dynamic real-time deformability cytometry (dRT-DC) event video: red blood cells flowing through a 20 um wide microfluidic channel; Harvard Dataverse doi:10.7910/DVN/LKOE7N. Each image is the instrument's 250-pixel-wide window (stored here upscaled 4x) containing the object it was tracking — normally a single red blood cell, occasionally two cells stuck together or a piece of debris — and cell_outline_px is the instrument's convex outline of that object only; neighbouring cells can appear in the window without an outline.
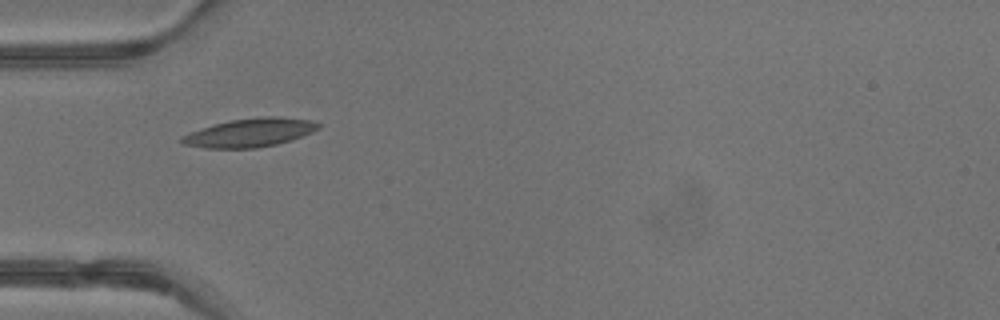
{"species": "common noctule bat (a hibernating species)", "species_latin": "Nyctalus noctula", "temperature_condition": "warm", "stored_images_in_passage": 32, "camera_frame_rate_fps": 3000, "um_per_image_px": 0.085, "animal": {"sex": "male", "body_mass_g": 13.3}, "frame": {"image": 1, "passage_image": 1, "time_ms": 0.0, "image_size_px": [1000, 320], "cell_outline_px": [[324, 124], [320, 128], [312, 132], [276, 144], [256, 148], [208, 148], [184, 144], [180, 140], [180, 136], [212, 124], [232, 120], [264, 116], [276, 116], [312, 120]], "centroid_in_image_um": [21.26, 11.26], "position_along_channel_um": 63.7, "area_um2": 22.6}}
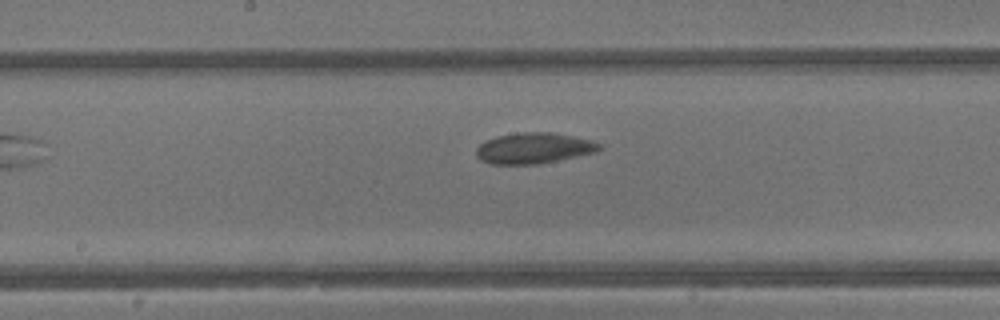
{"frame": {"image": 2, "passage_image": 10, "time_ms": 3.0, "image_size_px": [1000, 320], "cell_outline_px": [[604, 148], [596, 152], [540, 164], [488, 164], [480, 160], [476, 156], [476, 148], [480, 144], [488, 140], [500, 136], [520, 132], [552, 132], [592, 140], [600, 144]], "centroid_in_image_um": [45.39, 12.6], "position_along_channel_um": 202.8, "area_um2": 22.14}}
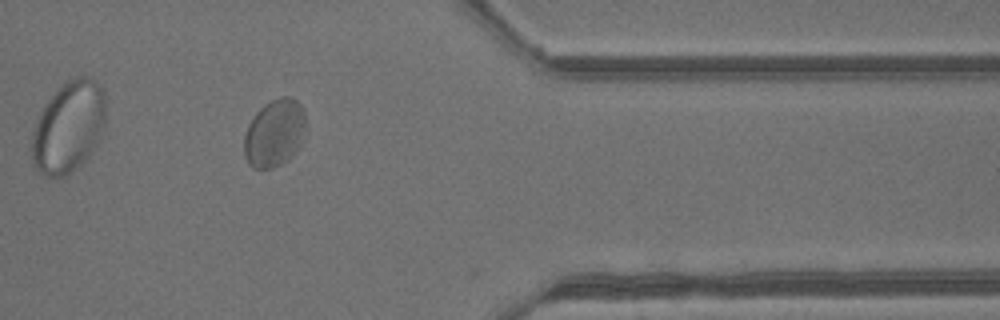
{"frame": {"image": 3, "passage_image": 23, "time_ms": 7.333, "image_size_px": [1000, 320], "cell_outline_px": [[304, 124], [300, 144], [292, 156], [288, 160], [272, 168], [252, 168], [248, 164], [244, 156], [244, 136], [248, 124], [256, 112], [264, 104], [280, 96], [288, 96], [296, 100], [304, 108]], "centroid_in_image_um": [23.3, 11.31], "position_along_channel_um": 388.1, "area_um2": 24.16}}